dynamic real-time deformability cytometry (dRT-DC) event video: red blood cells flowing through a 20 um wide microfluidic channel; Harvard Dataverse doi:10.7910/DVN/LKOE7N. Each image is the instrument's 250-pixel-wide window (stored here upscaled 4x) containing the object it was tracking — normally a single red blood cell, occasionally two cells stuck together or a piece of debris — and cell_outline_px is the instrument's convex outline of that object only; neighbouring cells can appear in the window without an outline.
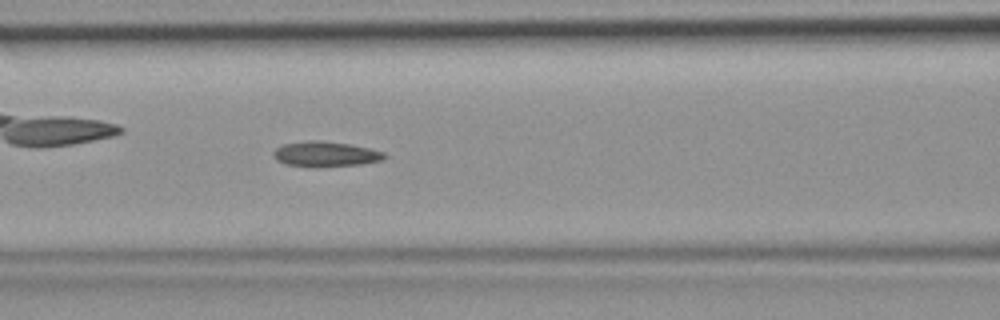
{"species": "common noctule bat (a hibernating species)", "species_latin": "Nyctalus noctula", "temperature_condition": "room temperature", "stored_images_in_passage": 40, "camera_frame_rate_fps": 3000, "um_per_image_px": 0.085, "animal": {"sex": "female", "body_mass_g": 19.9}, "frame": {"image": 1, "passage_image": 12, "time_ms": 3.667, "image_size_px": [1000, 320], "cell_outline_px": [[388, 156], [380, 160], [360, 164], [312, 168], [284, 164], [276, 160], [272, 152], [276, 148], [284, 144], [312, 140], [320, 140], [348, 144], [368, 148], [384, 152]], "centroid_in_image_um": [27.63, 13.11], "position_along_channel_um": 139.0, "area_um2": 16.36}}
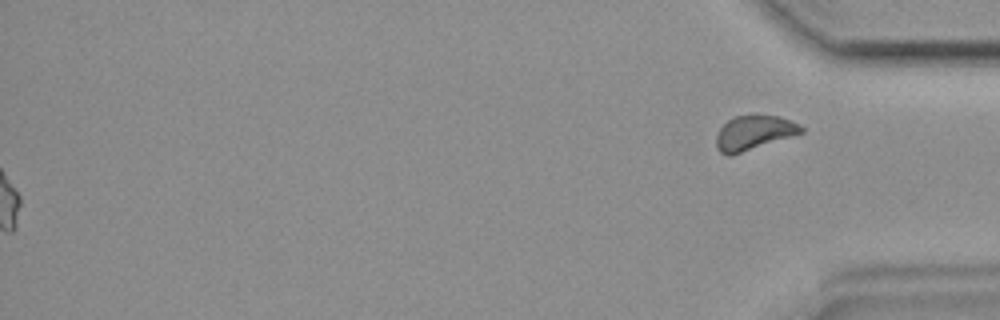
{"frame": {"image": 2, "passage_image": 40, "time_ms": 13.0, "image_size_px": [1000, 320], "cell_outline_px": [[804, 132], [732, 156], [728, 156], [720, 152], [716, 148], [716, 136], [720, 128], [728, 120], [736, 116], [752, 112], [756, 112], [780, 116], [800, 124], [804, 128]], "centroid_in_image_um": [64.08, 11.24], "position_along_channel_um": 371.1, "area_um2": 17.69}}